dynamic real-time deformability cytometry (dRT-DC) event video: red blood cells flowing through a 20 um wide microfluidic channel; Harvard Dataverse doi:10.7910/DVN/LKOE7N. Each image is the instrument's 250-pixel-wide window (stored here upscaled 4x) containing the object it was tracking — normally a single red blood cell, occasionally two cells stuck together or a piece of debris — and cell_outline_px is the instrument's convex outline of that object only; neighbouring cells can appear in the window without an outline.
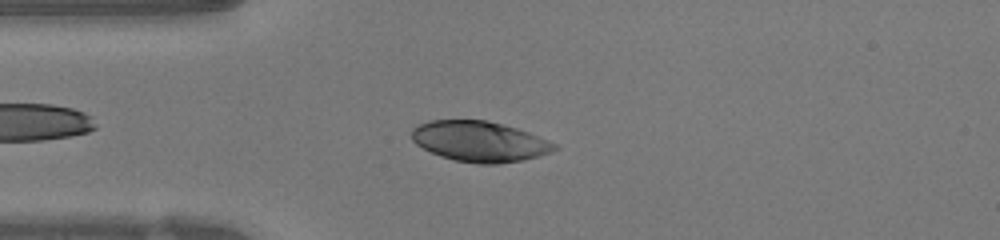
{"species": "human", "species_latin": "Homo sapiens", "temperature_condition": "warm", "stored_images_in_passage": 44, "camera_frame_rate_fps": 3000, "um_per_image_px": 0.085, "donor": {"sex": "female"}, "frame": {"image": 1, "passage_image": 8, "time_ms": 2.333, "image_size_px": [1000, 240], "cell_outline_px": [[560, 148], [552, 152], [524, 160], [500, 164], [480, 164], [456, 160], [440, 156], [416, 144], [412, 140], [412, 128], [416, 124], [428, 120], [488, 120], [504, 124], [528, 132], [560, 144]], "centroid_in_image_um": [40.81, 12.02], "position_along_channel_um": 44.2, "area_um2": 34.04}}
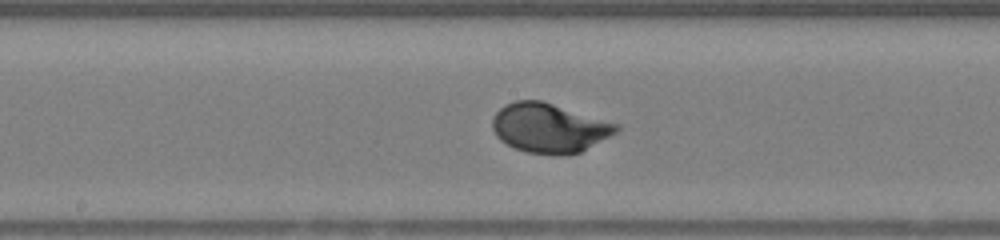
{"frame": {"image": 2, "passage_image": 20, "time_ms": 6.333, "image_size_px": [1000, 240], "cell_outline_px": [[620, 128], [616, 132], [580, 152], [564, 156], [556, 156], [528, 152], [516, 148], [500, 140], [496, 136], [492, 128], [492, 120], [496, 112], [504, 104], [516, 100], [540, 100], [620, 124]], "centroid_in_image_um": [46.67, 10.88], "position_along_channel_um": 201.5, "area_um2": 35.6}}
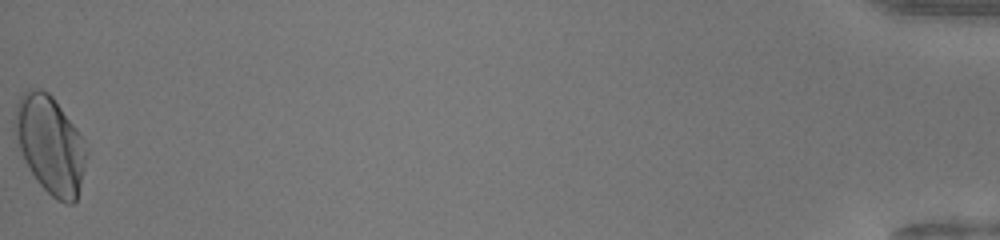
{"frame": {"image": 3, "passage_image": 44, "time_ms": 14.333, "image_size_px": [1000, 240], "cell_outline_px": [[88, 156], [76, 200], [72, 204], [64, 204], [56, 200], [36, 180], [28, 168], [24, 160], [16, 136], [16, 104], [20, 96], [28, 88], [40, 88], [48, 92], [52, 96], [76, 128], [84, 140], [88, 148]], "centroid_in_image_um": [4.3, 12.31], "position_along_channel_um": 430.9, "area_um2": 40.46}, "authors_computed_cell_mechanics": {"area_um2": 34.969, "velocity_mm_per_s": 4.2491, "shape_relaxation_time_tau1_ms": 2.7053, "shape_relaxation_time_tau2_ms": null, "deformation_change_tau1": 0.1803, "deformation_change_tau2": null}}